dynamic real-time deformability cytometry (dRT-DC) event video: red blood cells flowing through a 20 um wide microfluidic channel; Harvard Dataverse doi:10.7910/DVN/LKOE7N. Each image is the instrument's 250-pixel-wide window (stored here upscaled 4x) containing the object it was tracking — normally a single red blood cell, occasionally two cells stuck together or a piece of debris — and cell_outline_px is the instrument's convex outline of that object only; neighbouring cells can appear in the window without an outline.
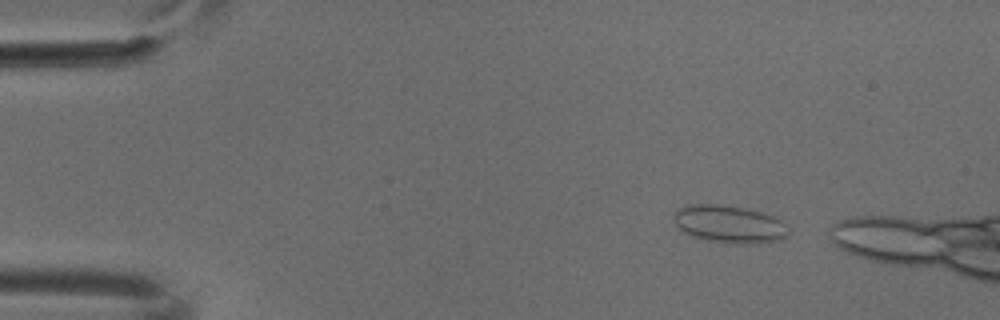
{"species": "common noctule bat (a hibernating species)", "species_latin": "Nyctalus noctula", "temperature_condition": "cold", "stored_images_in_passage": 3, "camera_frame_rate_fps": 3000, "um_per_image_px": 0.085, "animal": {"sex": "male", "body_mass_g": 18.8}, "frame": {"image": 1, "passage_image": 1, "time_ms": 0.0, "image_size_px": [1000, 320], "cell_outline_px": [[788, 236], [780, 240], [744, 244], [708, 240], [684, 232], [676, 224], [672, 216], [676, 208], [688, 204], [716, 204], [744, 208], [760, 212], [772, 216], [780, 220], [784, 224], [788, 232]], "centroid_in_image_um": [61.95, 19.03], "position_along_channel_um": 23.0, "area_um2": 24.74}}